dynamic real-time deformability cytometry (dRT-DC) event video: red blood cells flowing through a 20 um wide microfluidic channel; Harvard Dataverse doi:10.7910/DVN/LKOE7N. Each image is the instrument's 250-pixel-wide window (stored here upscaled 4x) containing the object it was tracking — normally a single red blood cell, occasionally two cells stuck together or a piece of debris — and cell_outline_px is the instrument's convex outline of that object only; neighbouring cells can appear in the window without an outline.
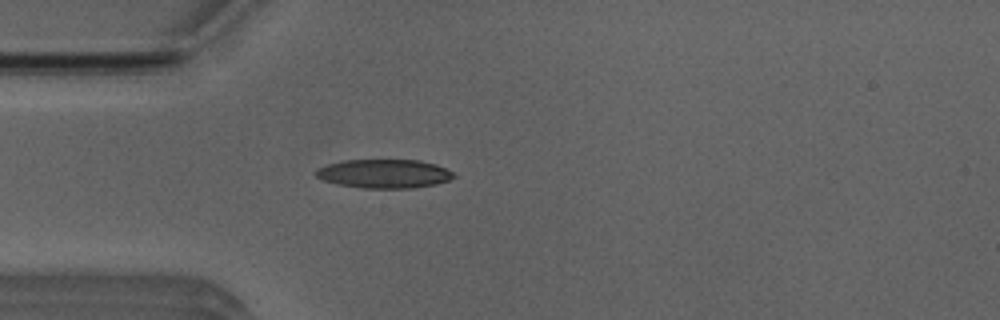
{"species": "Egyptian fruit bat (a non-hibernating species)", "species_latin": "Rousettus aegyptiacus", "temperature_condition": "room temperature", "stored_images_in_passage": 39, "camera_frame_rate_fps": 3000, "um_per_image_px": 0.085, "animal": {"sex": "male"}, "frame": {"image": 1, "passage_image": 2, "time_ms": 0.333, "image_size_px": [1000, 320], "cell_outline_px": [[456, 176], [448, 180], [436, 184], [412, 188], [364, 188], [336, 184], [324, 180], [316, 176], [312, 172], [316, 168], [328, 164], [344, 160], [420, 160], [436, 164], [452, 172]], "centroid_in_image_um": [32.61, 14.76], "position_along_channel_um": 52.4, "area_um2": 23.18}}
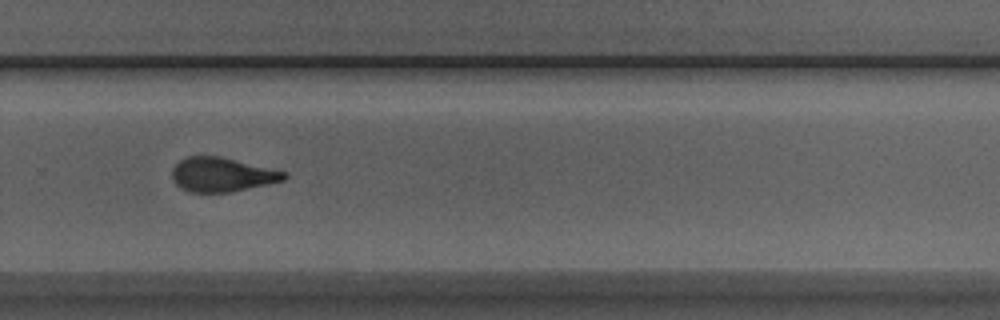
{"frame": {"image": 2, "passage_image": 22, "time_ms": 7.0, "image_size_px": [1000, 320], "cell_outline_px": [[288, 176], [284, 180], [268, 184], [228, 192], [188, 192], [180, 188], [172, 180], [172, 168], [180, 160], [188, 156], [220, 156], [288, 172]], "centroid_in_image_um": [18.86, 14.84], "position_along_channel_um": 310.9, "area_um2": 22.37}}
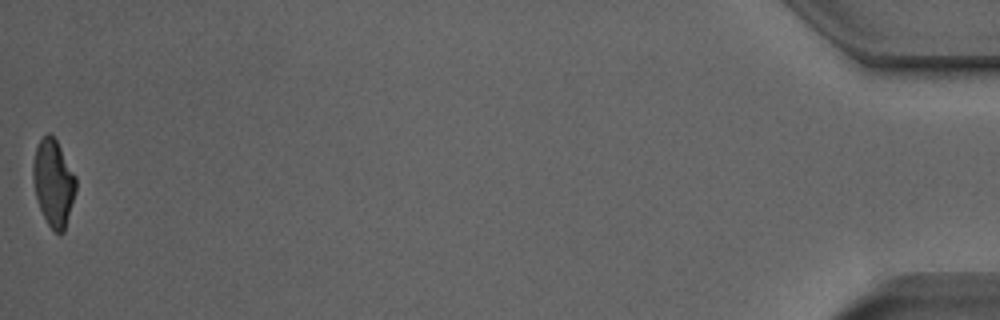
{"frame": {"image": 3, "passage_image": 39, "time_ms": 12.667, "image_size_px": [1000, 320], "cell_outline_px": [[76, 192], [64, 232], [56, 232], [48, 224], [40, 208], [36, 196], [32, 176], [32, 164], [36, 148], [40, 140], [48, 132], [56, 140], [76, 176]], "centroid_in_image_um": [4.55, 15.53], "position_along_channel_um": 430.7, "area_um2": 21.44}, "authors_computed_cell_mechanics": {"area_um2": 23.12, "velocity_mm_per_s": 3.9794, "shape_relaxation_time_tau1_ms": 4.5532, "shape_relaxation_time_tau2_ms": 2.6231, "deformation_change_tau1": 0.1748, "deformation_change_tau2": 0.1137}}